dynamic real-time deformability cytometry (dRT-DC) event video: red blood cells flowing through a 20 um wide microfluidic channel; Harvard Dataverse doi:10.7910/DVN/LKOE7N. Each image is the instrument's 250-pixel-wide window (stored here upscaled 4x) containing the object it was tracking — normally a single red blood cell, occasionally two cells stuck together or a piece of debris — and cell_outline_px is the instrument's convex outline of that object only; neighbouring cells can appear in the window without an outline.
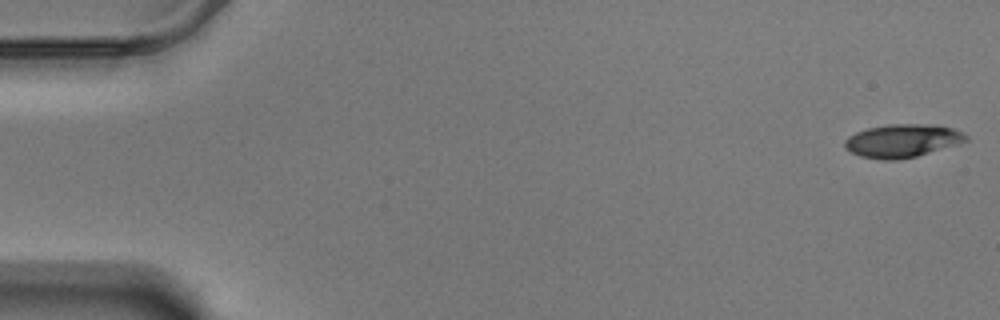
{"species": "Egyptian fruit bat (a non-hibernating species)", "species_latin": "Rousettus aegyptiacus", "temperature_condition": "warm", "stored_images_in_passage": 58, "camera_frame_rate_fps": 3000, "um_per_image_px": 0.085, "animal": {"sex": "male"}, "frame": {"image": 1, "passage_image": 1, "time_ms": 0.0, "image_size_px": [1000, 320], "cell_outline_px": [[968, 140], [960, 144], [916, 156], [896, 160], [884, 160], [860, 156], [844, 148], [844, 140], [848, 136], [856, 132], [868, 128], [892, 124], [920, 124], [952, 128], [964, 132], [968, 136]], "centroid_in_image_um": [76.7, 11.97], "position_along_channel_um": 8.3, "area_um2": 23.35}}
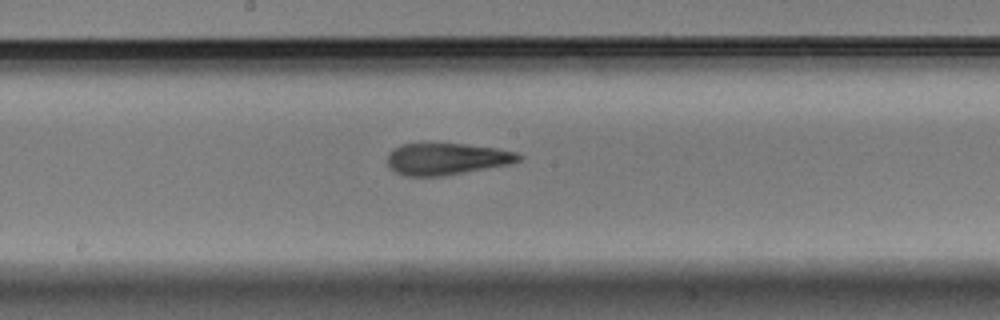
{"frame": {"image": 2, "passage_image": 31, "time_ms": 10.0, "image_size_px": [1000, 320], "cell_outline_px": [[524, 156], [520, 160], [508, 164], [444, 176], [404, 176], [396, 172], [388, 164], [388, 152], [400, 144], [464, 144], [496, 148], [516, 152]], "centroid_in_image_um": [37.96, 13.51], "position_along_channel_um": 210.2, "area_um2": 24.1}}
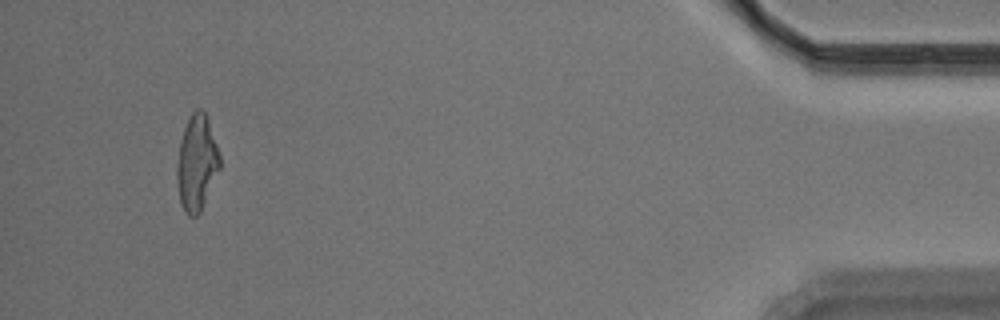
{"frame": {"image": 3, "passage_image": 55, "time_ms": 18.0, "image_size_px": [1000, 320], "cell_outline_px": [[220, 168], [200, 212], [196, 216], [188, 216], [184, 212], [180, 204], [176, 180], [176, 168], [180, 140], [184, 128], [192, 112], [196, 108], [200, 108], [204, 112], [208, 120], [220, 156]], "centroid_in_image_um": [16.7, 13.88], "position_along_channel_um": 418.5, "area_um2": 23.81}, "authors_computed_cell_mechanics": {"area_um2": 23.987, "velocity_mm_per_s": 3.4753, "shape_relaxation_time_tau1_ms": 10.8133, "shape_relaxation_time_tau2_ms": 2.7858, "deformation_change_tau1": 0.2855, "deformation_change_tau2": 0.1324}}